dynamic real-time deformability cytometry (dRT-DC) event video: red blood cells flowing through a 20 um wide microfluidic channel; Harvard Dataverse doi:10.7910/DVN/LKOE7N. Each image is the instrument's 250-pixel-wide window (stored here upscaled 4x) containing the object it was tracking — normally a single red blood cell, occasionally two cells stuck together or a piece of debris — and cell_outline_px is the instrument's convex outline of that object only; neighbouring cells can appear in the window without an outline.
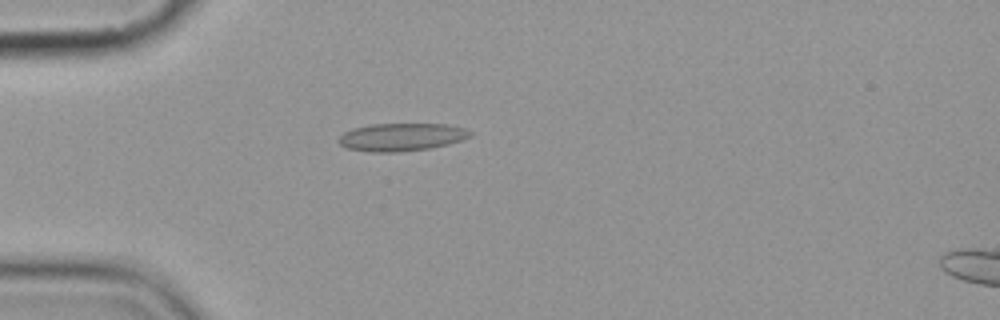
{"species": "common noctule bat (a hibernating species)", "species_latin": "Nyctalus noctula", "temperature_condition": "cold", "stored_images_in_passage": 6, "camera_frame_rate_fps": 3000, "um_per_image_px": 0.085, "animal": {"sex": "female", "body_mass_g": 19.9}, "frame": {"image": 1, "passage_image": 5, "time_ms": 4.667, "image_size_px": [1000, 320], "cell_outline_px": [[472, 136], [448, 144], [428, 148], [396, 152], [368, 152], [348, 148], [340, 144], [336, 140], [344, 132], [352, 128], [372, 124], [448, 124], [464, 128], [472, 132]], "centroid_in_image_um": [34.1, 11.64], "position_along_channel_um": 50.9, "area_um2": 21.27}}